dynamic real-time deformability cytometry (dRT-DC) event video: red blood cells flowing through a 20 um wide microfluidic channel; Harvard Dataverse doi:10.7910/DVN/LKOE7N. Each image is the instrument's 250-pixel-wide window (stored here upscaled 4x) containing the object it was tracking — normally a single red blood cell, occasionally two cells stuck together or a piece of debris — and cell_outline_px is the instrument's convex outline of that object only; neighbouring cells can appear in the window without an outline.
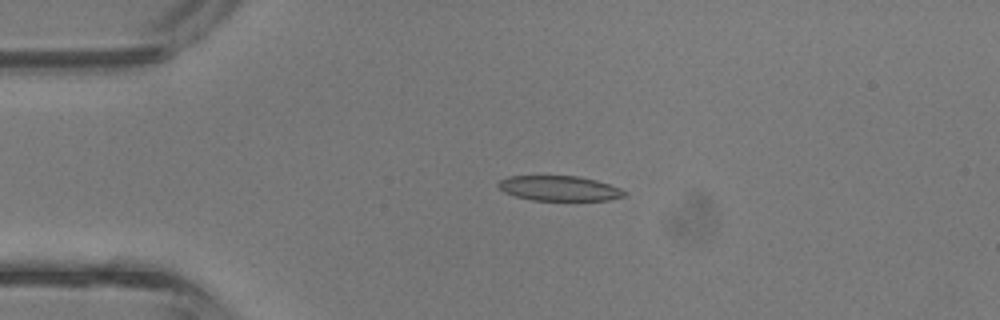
{"species": "common noctule bat (a hibernating species)", "species_latin": "Nyctalus noctula", "temperature_condition": "room temperature", "stored_images_in_passage": 3, "camera_frame_rate_fps": 3000, "um_per_image_px": 0.085, "animal": {"sex": "male", "body_mass_g": 13.3}, "frame": {"image": 1, "passage_image": 1, "time_ms": 0.0, "image_size_px": [1000, 320], "cell_outline_px": [[628, 196], [608, 200], [532, 200], [516, 196], [504, 192], [496, 184], [500, 180], [508, 176], [580, 176], [596, 180], [620, 188], [628, 192]], "centroid_in_image_um": [47.57, 16.01], "position_along_channel_um": 37.4, "area_um2": 18.44}}